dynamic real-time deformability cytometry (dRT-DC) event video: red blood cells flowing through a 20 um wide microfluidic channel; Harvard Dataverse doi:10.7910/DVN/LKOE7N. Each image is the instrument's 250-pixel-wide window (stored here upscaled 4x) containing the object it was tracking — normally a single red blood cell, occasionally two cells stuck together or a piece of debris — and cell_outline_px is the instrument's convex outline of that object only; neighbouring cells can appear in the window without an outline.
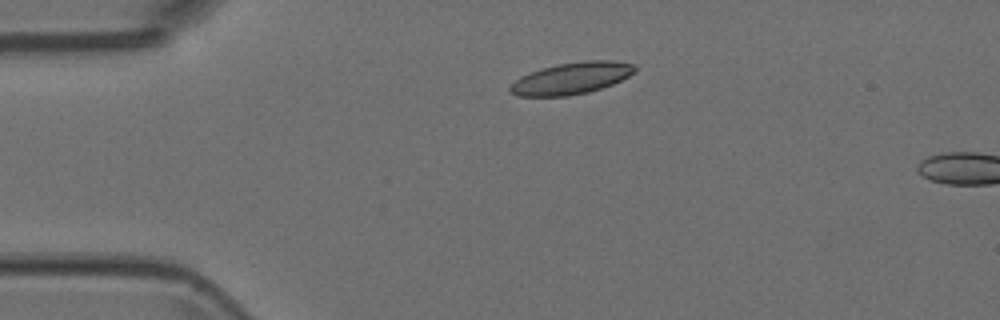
{"species": "Egyptian fruit bat (a non-hibernating species)", "species_latin": "Rousettus aegyptiacus", "temperature_condition": "room temperature", "stored_images_in_passage": 2, "camera_frame_rate_fps": 3000, "um_per_image_px": 0.085, "animal": {"sex": "female"}, "frame": {"image": 1, "passage_image": 1, "time_ms": 0.0, "image_size_px": [1000, 320], "cell_outline_px": [[636, 72], [612, 84], [588, 92], [568, 96], [516, 96], [508, 92], [508, 88], [520, 76], [556, 64], [584, 60], [612, 60], [636, 64]], "centroid_in_image_um": [48.58, 6.65], "position_along_channel_um": 36.4, "area_um2": 23.12}}